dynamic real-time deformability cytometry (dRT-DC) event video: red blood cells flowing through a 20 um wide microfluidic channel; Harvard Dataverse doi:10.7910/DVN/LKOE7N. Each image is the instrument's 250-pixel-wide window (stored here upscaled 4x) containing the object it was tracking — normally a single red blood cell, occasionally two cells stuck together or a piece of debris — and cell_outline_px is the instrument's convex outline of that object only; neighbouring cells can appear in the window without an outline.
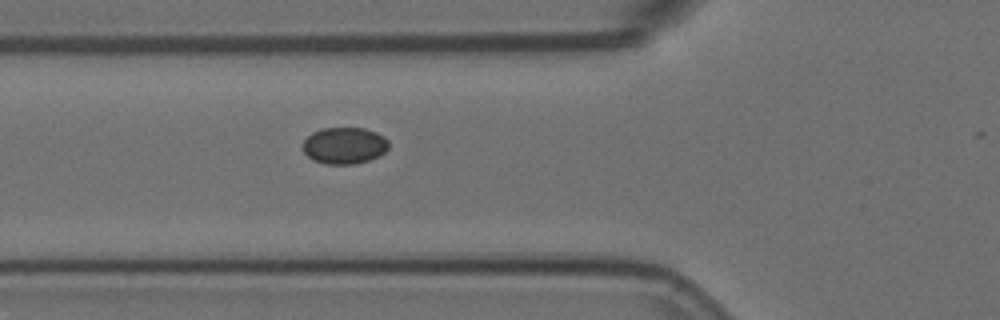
{"species": "Egyptian fruit bat (a non-hibernating species)", "species_latin": "Rousettus aegyptiacus", "temperature_condition": "room temperature", "stored_images_in_passage": 6, "camera_frame_rate_fps": 3000, "um_per_image_px": 0.085, "animal": {"sex": "female"}, "frame": {"image": 1, "passage_image": 5, "time_ms": 1.333, "image_size_px": [1000, 320], "cell_outline_px": [[388, 148], [380, 156], [368, 160], [352, 164], [324, 164], [312, 160], [304, 152], [304, 140], [312, 132], [320, 128], [364, 128], [376, 132], [384, 136], [388, 140]], "centroid_in_image_um": [29.28, 12.37], "position_along_channel_um": 96.5, "area_um2": 18.38}}